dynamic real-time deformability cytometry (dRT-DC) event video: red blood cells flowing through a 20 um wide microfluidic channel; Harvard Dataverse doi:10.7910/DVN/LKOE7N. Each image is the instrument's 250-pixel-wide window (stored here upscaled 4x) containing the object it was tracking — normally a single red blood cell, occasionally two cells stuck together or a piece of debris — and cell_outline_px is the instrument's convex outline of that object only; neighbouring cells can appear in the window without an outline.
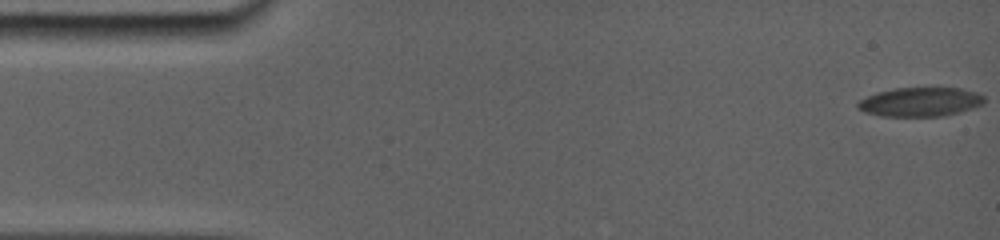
{"species": "common noctule bat (a hibernating species)", "species_latin": "Nyctalus noctula", "temperature_condition": "room temperature", "stored_images_in_passage": 84, "segment_of_instrument_passage": [1, 2], "camera_frame_rate_fps": 5000, "um_per_image_px": 0.085, "animal": {"sex": "female", "body_mass_g": 19.0, "forearm_length_mm": 56.7}, "frame": {"image": 1, "passage_image": 1, "time_ms": 0.0, "image_size_px": [1000, 240], "cell_outline_px": [[984, 100], [980, 104], [956, 112], [936, 116], [888, 116], [868, 112], [856, 108], [856, 104], [860, 100], [876, 92], [892, 88], [936, 84], [960, 88], [980, 92], [984, 96]], "centroid_in_image_um": [78.23, 8.58], "position_along_channel_um": 6.8, "area_um2": 21.96}}
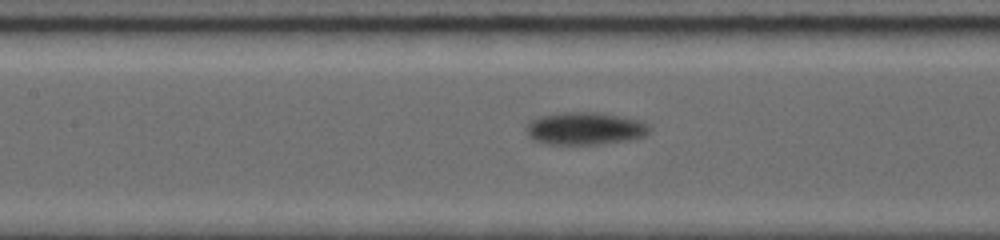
{"frame": {"image": 2, "passage_image": 36, "time_ms": 7.8, "image_size_px": [1000, 240], "cell_outline_px": [[648, 128], [640, 136], [616, 140], [584, 144], [560, 144], [540, 140], [532, 136], [528, 132], [528, 124], [532, 120], [544, 116], [564, 112], [596, 112], [636, 120], [644, 124]], "centroid_in_image_um": [49.65, 10.88], "position_along_channel_um": 157.8, "area_um2": 21.39}}
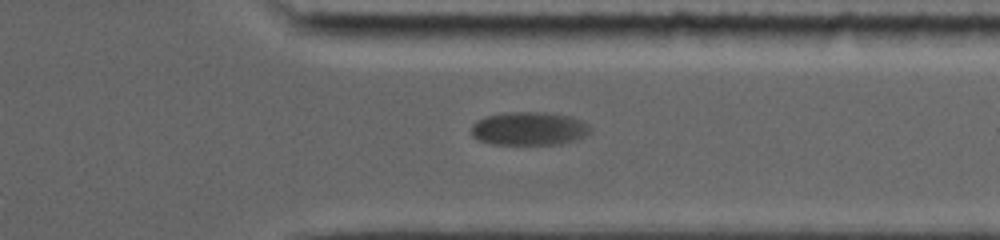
{"frame": {"image": 3, "passage_image": 71, "time_ms": 13.6, "image_size_px": [1000, 240], "cell_outline_px": [[588, 132], [584, 136], [560, 144], [492, 144], [480, 140], [472, 136], [472, 124], [476, 120], [488, 116], [504, 112], [548, 112], [572, 116], [588, 124]], "centroid_in_image_um": [44.94, 10.92], "position_along_channel_um": 366.5, "area_um2": 23.0}}